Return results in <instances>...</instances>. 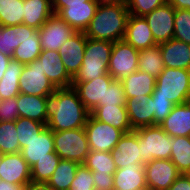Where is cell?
I'll return each instance as SVG.
<instances>
[{"label":"cell","instance_id":"obj_1","mask_svg":"<svg viewBox=\"0 0 190 190\" xmlns=\"http://www.w3.org/2000/svg\"><path fill=\"white\" fill-rule=\"evenodd\" d=\"M89 114L72 86L57 88L50 97L46 126L52 131L82 128L86 125Z\"/></svg>","mask_w":190,"mask_h":190},{"label":"cell","instance_id":"obj_2","mask_svg":"<svg viewBox=\"0 0 190 190\" xmlns=\"http://www.w3.org/2000/svg\"><path fill=\"white\" fill-rule=\"evenodd\" d=\"M127 4L115 1H100L95 15L84 31L90 39L111 42L121 41L124 38L129 18Z\"/></svg>","mask_w":190,"mask_h":190},{"label":"cell","instance_id":"obj_3","mask_svg":"<svg viewBox=\"0 0 190 190\" xmlns=\"http://www.w3.org/2000/svg\"><path fill=\"white\" fill-rule=\"evenodd\" d=\"M113 42L87 38L84 59L73 82H88L108 74Z\"/></svg>","mask_w":190,"mask_h":190},{"label":"cell","instance_id":"obj_4","mask_svg":"<svg viewBox=\"0 0 190 190\" xmlns=\"http://www.w3.org/2000/svg\"><path fill=\"white\" fill-rule=\"evenodd\" d=\"M151 96L164 97L175 105L187 103L190 97L189 70L164 67L156 78V86Z\"/></svg>","mask_w":190,"mask_h":190},{"label":"cell","instance_id":"obj_5","mask_svg":"<svg viewBox=\"0 0 190 190\" xmlns=\"http://www.w3.org/2000/svg\"><path fill=\"white\" fill-rule=\"evenodd\" d=\"M135 131L141 148V163L146 164L153 159H170L173 137L160 125L141 127Z\"/></svg>","mask_w":190,"mask_h":190},{"label":"cell","instance_id":"obj_6","mask_svg":"<svg viewBox=\"0 0 190 190\" xmlns=\"http://www.w3.org/2000/svg\"><path fill=\"white\" fill-rule=\"evenodd\" d=\"M53 138L55 152L61 159L75 161L79 164L84 163L90 152L84 127L53 131Z\"/></svg>","mask_w":190,"mask_h":190},{"label":"cell","instance_id":"obj_7","mask_svg":"<svg viewBox=\"0 0 190 190\" xmlns=\"http://www.w3.org/2000/svg\"><path fill=\"white\" fill-rule=\"evenodd\" d=\"M84 130L92 151L111 152L124 135L121 130L95 119L91 114L88 116Z\"/></svg>","mask_w":190,"mask_h":190},{"label":"cell","instance_id":"obj_8","mask_svg":"<svg viewBox=\"0 0 190 190\" xmlns=\"http://www.w3.org/2000/svg\"><path fill=\"white\" fill-rule=\"evenodd\" d=\"M138 55L139 51L126 41L114 42L108 65V73L117 80L131 75L138 70Z\"/></svg>","mask_w":190,"mask_h":190},{"label":"cell","instance_id":"obj_9","mask_svg":"<svg viewBox=\"0 0 190 190\" xmlns=\"http://www.w3.org/2000/svg\"><path fill=\"white\" fill-rule=\"evenodd\" d=\"M41 65L38 59L24 65L19 81L20 93L51 96L56 91L57 88L46 77Z\"/></svg>","mask_w":190,"mask_h":190},{"label":"cell","instance_id":"obj_10","mask_svg":"<svg viewBox=\"0 0 190 190\" xmlns=\"http://www.w3.org/2000/svg\"><path fill=\"white\" fill-rule=\"evenodd\" d=\"M76 31L59 15L53 13L39 29V39L42 50L58 51L65 41Z\"/></svg>","mask_w":190,"mask_h":190},{"label":"cell","instance_id":"obj_11","mask_svg":"<svg viewBox=\"0 0 190 190\" xmlns=\"http://www.w3.org/2000/svg\"><path fill=\"white\" fill-rule=\"evenodd\" d=\"M144 170L148 190H168L180 176L170 159H153L145 164Z\"/></svg>","mask_w":190,"mask_h":190},{"label":"cell","instance_id":"obj_12","mask_svg":"<svg viewBox=\"0 0 190 190\" xmlns=\"http://www.w3.org/2000/svg\"><path fill=\"white\" fill-rule=\"evenodd\" d=\"M157 44L173 38L175 26V8L169 3L157 7L144 16Z\"/></svg>","mask_w":190,"mask_h":190},{"label":"cell","instance_id":"obj_13","mask_svg":"<svg viewBox=\"0 0 190 190\" xmlns=\"http://www.w3.org/2000/svg\"><path fill=\"white\" fill-rule=\"evenodd\" d=\"M0 180L25 187L31 182V167L21 152L1 155Z\"/></svg>","mask_w":190,"mask_h":190},{"label":"cell","instance_id":"obj_14","mask_svg":"<svg viewBox=\"0 0 190 190\" xmlns=\"http://www.w3.org/2000/svg\"><path fill=\"white\" fill-rule=\"evenodd\" d=\"M86 41L84 32H76L58 50L63 65L72 78L76 76L82 65Z\"/></svg>","mask_w":190,"mask_h":190},{"label":"cell","instance_id":"obj_15","mask_svg":"<svg viewBox=\"0 0 190 190\" xmlns=\"http://www.w3.org/2000/svg\"><path fill=\"white\" fill-rule=\"evenodd\" d=\"M113 80L108 73L88 82H72V87L77 91L86 109L91 112L99 106V101H104L105 91Z\"/></svg>","mask_w":190,"mask_h":190},{"label":"cell","instance_id":"obj_16","mask_svg":"<svg viewBox=\"0 0 190 190\" xmlns=\"http://www.w3.org/2000/svg\"><path fill=\"white\" fill-rule=\"evenodd\" d=\"M38 60L44 74L56 88L72 86L73 78L66 71L58 51L42 50Z\"/></svg>","mask_w":190,"mask_h":190},{"label":"cell","instance_id":"obj_17","mask_svg":"<svg viewBox=\"0 0 190 190\" xmlns=\"http://www.w3.org/2000/svg\"><path fill=\"white\" fill-rule=\"evenodd\" d=\"M21 154L30 167L38 160L54 157L56 152L53 131L46 126L37 137L25 143V147L21 150Z\"/></svg>","mask_w":190,"mask_h":190},{"label":"cell","instance_id":"obj_18","mask_svg":"<svg viewBox=\"0 0 190 190\" xmlns=\"http://www.w3.org/2000/svg\"><path fill=\"white\" fill-rule=\"evenodd\" d=\"M140 154L141 148H139L138 144V133L135 130L125 133L111 151L117 169L125 166H134V163H141Z\"/></svg>","mask_w":190,"mask_h":190},{"label":"cell","instance_id":"obj_19","mask_svg":"<svg viewBox=\"0 0 190 190\" xmlns=\"http://www.w3.org/2000/svg\"><path fill=\"white\" fill-rule=\"evenodd\" d=\"M26 39H39V30L18 24L0 26V52L12 57L14 50Z\"/></svg>","mask_w":190,"mask_h":190},{"label":"cell","instance_id":"obj_20","mask_svg":"<svg viewBox=\"0 0 190 190\" xmlns=\"http://www.w3.org/2000/svg\"><path fill=\"white\" fill-rule=\"evenodd\" d=\"M152 102L153 97L151 95L126 98V110L133 130L154 125Z\"/></svg>","mask_w":190,"mask_h":190},{"label":"cell","instance_id":"obj_21","mask_svg":"<svg viewBox=\"0 0 190 190\" xmlns=\"http://www.w3.org/2000/svg\"><path fill=\"white\" fill-rule=\"evenodd\" d=\"M50 97L19 93L17 96L19 117L47 124Z\"/></svg>","mask_w":190,"mask_h":190},{"label":"cell","instance_id":"obj_22","mask_svg":"<svg viewBox=\"0 0 190 190\" xmlns=\"http://www.w3.org/2000/svg\"><path fill=\"white\" fill-rule=\"evenodd\" d=\"M123 40L138 51L157 44L145 18L133 15H129Z\"/></svg>","mask_w":190,"mask_h":190},{"label":"cell","instance_id":"obj_23","mask_svg":"<svg viewBox=\"0 0 190 190\" xmlns=\"http://www.w3.org/2000/svg\"><path fill=\"white\" fill-rule=\"evenodd\" d=\"M164 67L190 69V45L177 39L159 44Z\"/></svg>","mask_w":190,"mask_h":190},{"label":"cell","instance_id":"obj_24","mask_svg":"<svg viewBox=\"0 0 190 190\" xmlns=\"http://www.w3.org/2000/svg\"><path fill=\"white\" fill-rule=\"evenodd\" d=\"M144 169V163L117 169L113 175V190H148Z\"/></svg>","mask_w":190,"mask_h":190},{"label":"cell","instance_id":"obj_25","mask_svg":"<svg viewBox=\"0 0 190 190\" xmlns=\"http://www.w3.org/2000/svg\"><path fill=\"white\" fill-rule=\"evenodd\" d=\"M100 1H88L86 5H70L62 8L59 15L76 32H84L95 15Z\"/></svg>","mask_w":190,"mask_h":190},{"label":"cell","instance_id":"obj_26","mask_svg":"<svg viewBox=\"0 0 190 190\" xmlns=\"http://www.w3.org/2000/svg\"><path fill=\"white\" fill-rule=\"evenodd\" d=\"M160 126L171 137H190V103L175 105Z\"/></svg>","mask_w":190,"mask_h":190},{"label":"cell","instance_id":"obj_27","mask_svg":"<svg viewBox=\"0 0 190 190\" xmlns=\"http://www.w3.org/2000/svg\"><path fill=\"white\" fill-rule=\"evenodd\" d=\"M90 114L97 120L107 123L124 134L132 132L126 106L121 105H99Z\"/></svg>","mask_w":190,"mask_h":190},{"label":"cell","instance_id":"obj_28","mask_svg":"<svg viewBox=\"0 0 190 190\" xmlns=\"http://www.w3.org/2000/svg\"><path fill=\"white\" fill-rule=\"evenodd\" d=\"M23 24L39 30L54 13L51 0H23Z\"/></svg>","mask_w":190,"mask_h":190},{"label":"cell","instance_id":"obj_29","mask_svg":"<svg viewBox=\"0 0 190 190\" xmlns=\"http://www.w3.org/2000/svg\"><path fill=\"white\" fill-rule=\"evenodd\" d=\"M126 98L143 97V95H152L156 86V78L146 72L137 70L131 75L121 79Z\"/></svg>","mask_w":190,"mask_h":190},{"label":"cell","instance_id":"obj_30","mask_svg":"<svg viewBox=\"0 0 190 190\" xmlns=\"http://www.w3.org/2000/svg\"><path fill=\"white\" fill-rule=\"evenodd\" d=\"M24 64L11 59L0 80V100L17 97L20 93L19 81Z\"/></svg>","mask_w":190,"mask_h":190},{"label":"cell","instance_id":"obj_31","mask_svg":"<svg viewBox=\"0 0 190 190\" xmlns=\"http://www.w3.org/2000/svg\"><path fill=\"white\" fill-rule=\"evenodd\" d=\"M138 70L157 78L164 70L163 58L159 44L139 50Z\"/></svg>","mask_w":190,"mask_h":190},{"label":"cell","instance_id":"obj_32","mask_svg":"<svg viewBox=\"0 0 190 190\" xmlns=\"http://www.w3.org/2000/svg\"><path fill=\"white\" fill-rule=\"evenodd\" d=\"M79 163L61 159L47 184L54 190H69Z\"/></svg>","mask_w":190,"mask_h":190},{"label":"cell","instance_id":"obj_33","mask_svg":"<svg viewBox=\"0 0 190 190\" xmlns=\"http://www.w3.org/2000/svg\"><path fill=\"white\" fill-rule=\"evenodd\" d=\"M170 160L180 174L190 175V137H173Z\"/></svg>","mask_w":190,"mask_h":190},{"label":"cell","instance_id":"obj_34","mask_svg":"<svg viewBox=\"0 0 190 190\" xmlns=\"http://www.w3.org/2000/svg\"><path fill=\"white\" fill-rule=\"evenodd\" d=\"M83 164L97 175H114L117 170L111 152L90 150Z\"/></svg>","mask_w":190,"mask_h":190},{"label":"cell","instance_id":"obj_35","mask_svg":"<svg viewBox=\"0 0 190 190\" xmlns=\"http://www.w3.org/2000/svg\"><path fill=\"white\" fill-rule=\"evenodd\" d=\"M23 0H0V26L23 24Z\"/></svg>","mask_w":190,"mask_h":190},{"label":"cell","instance_id":"obj_36","mask_svg":"<svg viewBox=\"0 0 190 190\" xmlns=\"http://www.w3.org/2000/svg\"><path fill=\"white\" fill-rule=\"evenodd\" d=\"M20 152L15 121L0 122V154Z\"/></svg>","mask_w":190,"mask_h":190},{"label":"cell","instance_id":"obj_37","mask_svg":"<svg viewBox=\"0 0 190 190\" xmlns=\"http://www.w3.org/2000/svg\"><path fill=\"white\" fill-rule=\"evenodd\" d=\"M17 136L20 143V152L25 143L31 141L46 127V124L29 118L18 117L15 121Z\"/></svg>","mask_w":190,"mask_h":190},{"label":"cell","instance_id":"obj_38","mask_svg":"<svg viewBox=\"0 0 190 190\" xmlns=\"http://www.w3.org/2000/svg\"><path fill=\"white\" fill-rule=\"evenodd\" d=\"M60 160L61 158L57 154L52 158H43L38 160L31 167V182L47 183L58 166Z\"/></svg>","mask_w":190,"mask_h":190},{"label":"cell","instance_id":"obj_39","mask_svg":"<svg viewBox=\"0 0 190 190\" xmlns=\"http://www.w3.org/2000/svg\"><path fill=\"white\" fill-rule=\"evenodd\" d=\"M41 51L40 39H26L14 50L12 59L26 65L38 59Z\"/></svg>","mask_w":190,"mask_h":190},{"label":"cell","instance_id":"obj_40","mask_svg":"<svg viewBox=\"0 0 190 190\" xmlns=\"http://www.w3.org/2000/svg\"><path fill=\"white\" fill-rule=\"evenodd\" d=\"M173 38L190 45V10L175 9Z\"/></svg>","mask_w":190,"mask_h":190},{"label":"cell","instance_id":"obj_41","mask_svg":"<svg viewBox=\"0 0 190 190\" xmlns=\"http://www.w3.org/2000/svg\"><path fill=\"white\" fill-rule=\"evenodd\" d=\"M167 2L168 0H128L126 4L130 15L144 17Z\"/></svg>","mask_w":190,"mask_h":190},{"label":"cell","instance_id":"obj_42","mask_svg":"<svg viewBox=\"0 0 190 190\" xmlns=\"http://www.w3.org/2000/svg\"><path fill=\"white\" fill-rule=\"evenodd\" d=\"M99 105H121L126 106V97L121 80L114 79L104 94V101H99Z\"/></svg>","mask_w":190,"mask_h":190},{"label":"cell","instance_id":"obj_43","mask_svg":"<svg viewBox=\"0 0 190 190\" xmlns=\"http://www.w3.org/2000/svg\"><path fill=\"white\" fill-rule=\"evenodd\" d=\"M69 190H95L92 171L84 164H79L75 178L70 184Z\"/></svg>","mask_w":190,"mask_h":190},{"label":"cell","instance_id":"obj_44","mask_svg":"<svg viewBox=\"0 0 190 190\" xmlns=\"http://www.w3.org/2000/svg\"><path fill=\"white\" fill-rule=\"evenodd\" d=\"M175 104L164 97H153L152 111H154V125H160L171 113Z\"/></svg>","mask_w":190,"mask_h":190},{"label":"cell","instance_id":"obj_45","mask_svg":"<svg viewBox=\"0 0 190 190\" xmlns=\"http://www.w3.org/2000/svg\"><path fill=\"white\" fill-rule=\"evenodd\" d=\"M18 117L17 97L0 100V122L16 121Z\"/></svg>","mask_w":190,"mask_h":190},{"label":"cell","instance_id":"obj_46","mask_svg":"<svg viewBox=\"0 0 190 190\" xmlns=\"http://www.w3.org/2000/svg\"><path fill=\"white\" fill-rule=\"evenodd\" d=\"M95 190H113V175H97V172H92Z\"/></svg>","mask_w":190,"mask_h":190},{"label":"cell","instance_id":"obj_47","mask_svg":"<svg viewBox=\"0 0 190 190\" xmlns=\"http://www.w3.org/2000/svg\"><path fill=\"white\" fill-rule=\"evenodd\" d=\"M52 9L57 14L62 8L69 7L70 5H86L88 1H101V0H51Z\"/></svg>","mask_w":190,"mask_h":190},{"label":"cell","instance_id":"obj_48","mask_svg":"<svg viewBox=\"0 0 190 190\" xmlns=\"http://www.w3.org/2000/svg\"><path fill=\"white\" fill-rule=\"evenodd\" d=\"M168 190H190V175L180 174Z\"/></svg>","mask_w":190,"mask_h":190},{"label":"cell","instance_id":"obj_49","mask_svg":"<svg viewBox=\"0 0 190 190\" xmlns=\"http://www.w3.org/2000/svg\"><path fill=\"white\" fill-rule=\"evenodd\" d=\"M12 57L7 56L0 52V80L3 78V75L6 71V68L9 65V62L11 61Z\"/></svg>","mask_w":190,"mask_h":190},{"label":"cell","instance_id":"obj_50","mask_svg":"<svg viewBox=\"0 0 190 190\" xmlns=\"http://www.w3.org/2000/svg\"><path fill=\"white\" fill-rule=\"evenodd\" d=\"M175 9L190 10V0H168Z\"/></svg>","mask_w":190,"mask_h":190},{"label":"cell","instance_id":"obj_51","mask_svg":"<svg viewBox=\"0 0 190 190\" xmlns=\"http://www.w3.org/2000/svg\"><path fill=\"white\" fill-rule=\"evenodd\" d=\"M24 185L9 183L4 180H0V190H24Z\"/></svg>","mask_w":190,"mask_h":190},{"label":"cell","instance_id":"obj_52","mask_svg":"<svg viewBox=\"0 0 190 190\" xmlns=\"http://www.w3.org/2000/svg\"><path fill=\"white\" fill-rule=\"evenodd\" d=\"M24 190H54L47 183L30 182Z\"/></svg>","mask_w":190,"mask_h":190},{"label":"cell","instance_id":"obj_53","mask_svg":"<svg viewBox=\"0 0 190 190\" xmlns=\"http://www.w3.org/2000/svg\"><path fill=\"white\" fill-rule=\"evenodd\" d=\"M107 1H115V2H124V3H126L128 0H107Z\"/></svg>","mask_w":190,"mask_h":190}]
</instances>
